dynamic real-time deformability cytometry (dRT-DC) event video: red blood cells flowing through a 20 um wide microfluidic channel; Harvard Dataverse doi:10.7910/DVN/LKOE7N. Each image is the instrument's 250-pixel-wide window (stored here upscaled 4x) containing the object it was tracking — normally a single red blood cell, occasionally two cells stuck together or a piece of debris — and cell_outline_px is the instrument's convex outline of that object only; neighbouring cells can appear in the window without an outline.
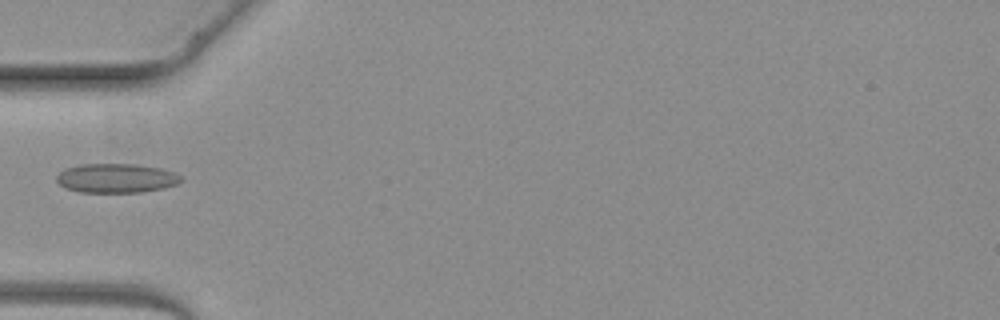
{"species": "common noctule bat (a hibernating species)", "species_latin": "Nyctalus noctula", "temperature_condition": "warm", "stored_images_in_passage": 1, "camera_frame_rate_fps": 3000, "um_per_image_px": 0.085, "animal": {"sex": "female", "body_mass_g": 19.3, "forearm_length_mm": 54.1}, "frame": {"image": 1, "passage_image": 1, "time_ms": 0.0, "image_size_px": [1000, 320], "cell_outline_px": [[184, 180], [176, 184], [164, 188], [140, 192], [80, 192], [64, 188], [56, 180], [56, 176], [64, 168], [80, 164], [136, 164], [160, 168], [172, 172], [180, 176]], "centroid_in_image_um": [9.85, 15.14], "position_along_channel_um": 75.1, "area_um2": 21.21}}